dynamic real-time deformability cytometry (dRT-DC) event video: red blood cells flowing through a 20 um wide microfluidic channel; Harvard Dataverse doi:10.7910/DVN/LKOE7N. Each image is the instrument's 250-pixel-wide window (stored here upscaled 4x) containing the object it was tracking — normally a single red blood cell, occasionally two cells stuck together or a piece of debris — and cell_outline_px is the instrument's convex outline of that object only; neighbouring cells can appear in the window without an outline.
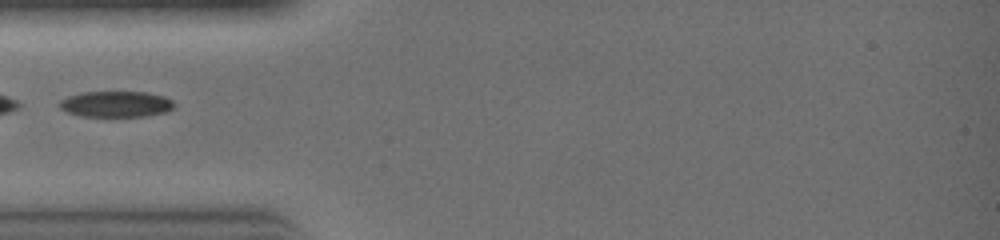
{"species": "common noctule bat (a hibernating species)", "species_latin": "Nyctalus noctula", "temperature_condition": "warm", "stored_images_in_passage": 14, "segment_of_instrument_passage": [2, 2], "camera_frame_rate_fps": 3000, "um_per_image_px": 0.085, "animal": {"sex": "female", "body_mass_g": 19.0, "forearm_length_mm": 51.5}, "frame": {"image": 1, "passage_image": 9, "time_ms": 2.667, "image_size_px": [1000, 240], "cell_outline_px": [[176, 104], [172, 108], [164, 112], [144, 116], [80, 116], [68, 112], [60, 108], [56, 104], [60, 100], [68, 96], [84, 92], [148, 92], [164, 96], [172, 100]], "centroid_in_image_um": [9.84, 8.84], "position_along_channel_um": 75.2, "area_um2": 17.34}}